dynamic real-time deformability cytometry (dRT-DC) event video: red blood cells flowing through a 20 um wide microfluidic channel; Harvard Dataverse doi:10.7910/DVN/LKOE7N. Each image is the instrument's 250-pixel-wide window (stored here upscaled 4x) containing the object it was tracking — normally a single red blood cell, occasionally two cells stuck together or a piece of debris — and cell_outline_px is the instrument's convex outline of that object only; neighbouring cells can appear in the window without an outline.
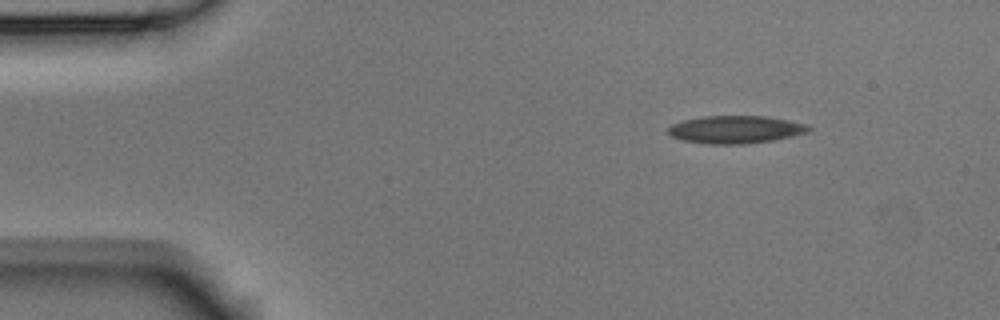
{"species": "Egyptian fruit bat (a non-hibernating species)", "species_latin": "Rousettus aegyptiacus", "temperature_condition": "room temperature", "stored_images_in_passage": 3, "camera_frame_rate_fps": 3000, "um_per_image_px": 0.085, "animal": {"sex": "male"}, "frame": {"image": 1, "passage_image": 1, "time_ms": 0.0, "image_size_px": [1000, 320], "cell_outline_px": [[812, 128], [808, 132], [792, 136], [772, 140], [744, 144], [708, 144], [680, 140], [672, 136], [668, 132], [668, 128], [672, 124], [680, 120], [704, 116], [764, 116], [788, 120], [808, 124]], "centroid_in_image_um": [62.5, 11.01], "position_along_channel_um": 22.5, "area_um2": 22.77}}